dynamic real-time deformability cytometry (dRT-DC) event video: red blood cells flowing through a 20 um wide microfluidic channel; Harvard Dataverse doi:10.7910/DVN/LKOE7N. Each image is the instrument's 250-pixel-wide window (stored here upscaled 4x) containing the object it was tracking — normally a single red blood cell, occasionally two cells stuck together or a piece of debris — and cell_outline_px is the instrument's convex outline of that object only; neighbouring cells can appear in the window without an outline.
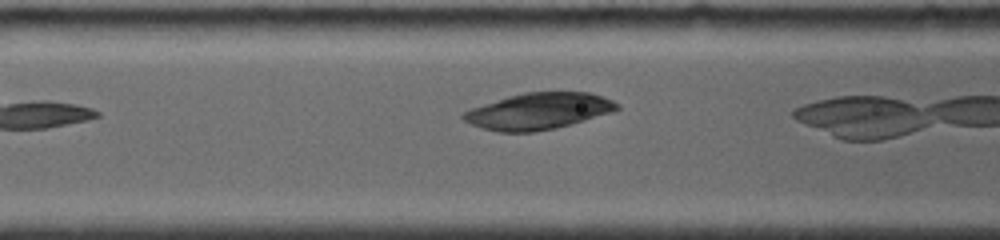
{"species": "common noctule bat (a hibernating species)", "species_latin": "Nyctalus noctula", "temperature_condition": "room temperature", "stored_images_in_passage": 8, "camera_frame_rate_fps": 4000, "um_per_image_px": 0.085, "animal": {"sex": "female", "body_mass_g": 19.0, "forearm_length_mm": 56.7}, "frame": {"image": 1, "passage_image": 5, "time_ms": 1.25, "image_size_px": [1000, 240], "cell_outline_px": [[620, 108], [612, 112], [556, 128], [532, 132], [496, 132], [472, 124], [464, 120], [460, 116], [464, 112], [472, 108], [508, 96], [524, 92], [588, 92], [612, 100], [620, 104]], "centroid_in_image_um": [45.78, 9.45], "position_along_channel_um": 120.8, "area_um2": 32.31}}